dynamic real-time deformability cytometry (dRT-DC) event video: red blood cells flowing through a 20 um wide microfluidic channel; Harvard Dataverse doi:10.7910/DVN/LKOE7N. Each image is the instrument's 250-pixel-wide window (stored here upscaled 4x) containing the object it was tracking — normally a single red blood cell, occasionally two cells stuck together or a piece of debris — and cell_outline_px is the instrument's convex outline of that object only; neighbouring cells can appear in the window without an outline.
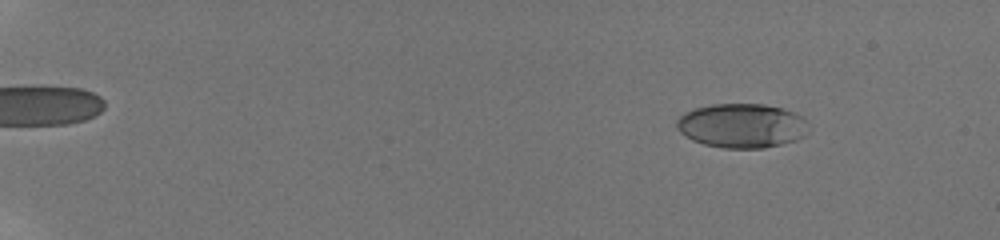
{"species": "human", "species_latin": "Homo sapiens", "temperature_condition": "room temperature", "stored_images_in_passage": 58, "camera_frame_rate_fps": 3000, "um_per_image_px": 0.085, "donor": {"sex": "male"}, "frame": {"image": 1, "passage_image": 9, "time_ms": 2.667, "image_size_px": [1000, 240], "cell_outline_px": [[812, 128], [804, 136], [796, 140], [764, 148], [724, 148], [704, 144], [692, 140], [684, 136], [676, 128], [676, 120], [684, 112], [692, 108], [712, 104], [764, 104], [780, 108], [804, 116]], "centroid_in_image_um": [63.07, 10.68], "position_along_channel_um": 21.9, "area_um2": 34.51}}
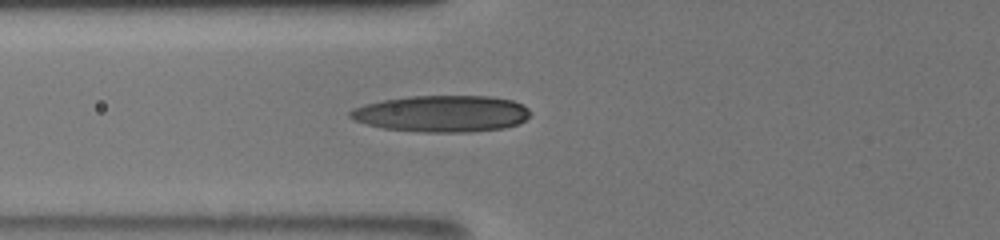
{"frame": {"image": 2, "passage_image": 27, "time_ms": 8.667, "image_size_px": [1000, 240], "cell_outline_px": [[528, 116], [524, 120], [516, 124], [504, 128], [468, 132], [420, 132], [380, 128], [356, 120], [348, 116], [348, 112], [352, 108], [364, 104], [384, 100], [412, 96], [488, 96], [512, 100], [524, 104], [528, 108]], "centroid_in_image_um": [37.53, 9.66], "position_along_channel_um": 88.3, "area_um2": 38.32}}
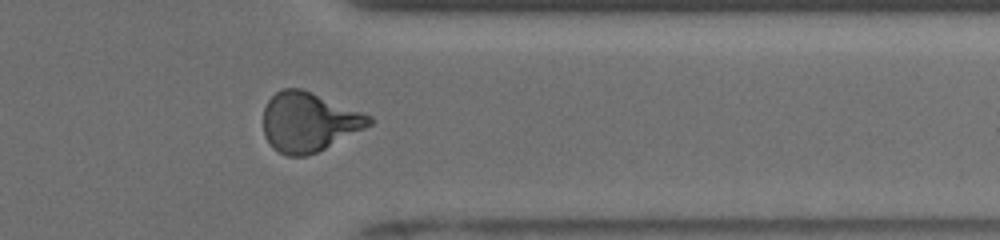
{"frame": {"image": 3, "passage_image": 50, "time_ms": 16.333, "image_size_px": [1000, 240], "cell_outline_px": [[376, 120], [372, 124], [308, 156], [288, 156], [272, 148], [264, 136], [264, 108], [268, 100], [276, 92], [284, 88], [300, 88], [372, 116]], "centroid_in_image_um": [26.22, 10.37], "position_along_channel_um": 385.2, "area_um2": 36.18}, "authors_computed_cell_mechanics": {"area_um2": 35.4603, "velocity_mm_per_s": 3.8847, "shape_relaxation_time_tau1_ms": 6.6618, "shape_relaxation_time_tau2_ms": 1.1816, "deformation_change_tau1": 0.2383, "deformation_change_tau2": 0.0752}}